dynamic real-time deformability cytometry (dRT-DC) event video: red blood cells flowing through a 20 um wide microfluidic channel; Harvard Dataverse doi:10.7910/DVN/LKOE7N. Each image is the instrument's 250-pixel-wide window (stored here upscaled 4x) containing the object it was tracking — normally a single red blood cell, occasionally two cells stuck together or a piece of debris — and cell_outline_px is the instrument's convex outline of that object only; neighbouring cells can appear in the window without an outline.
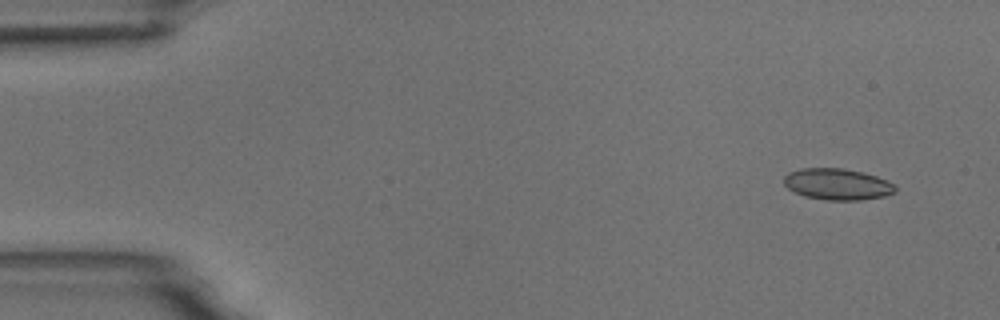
{"species": "common noctule bat (a hibernating species)", "species_latin": "Nyctalus noctula", "temperature_condition": "room temperature", "stored_images_in_passage": 4, "camera_frame_rate_fps": 3000, "um_per_image_px": 0.085, "animal": {"sex": "male", "body_mass_g": 18.8}, "frame": {"image": 1, "passage_image": 1, "time_ms": 0.0, "image_size_px": [1000, 320], "cell_outline_px": [[896, 192], [884, 196], [860, 200], [824, 200], [804, 196], [788, 188], [784, 184], [784, 176], [788, 172], [800, 168], [844, 168], [864, 172], [888, 180], [896, 188]], "centroid_in_image_um": [71.17, 15.65], "position_along_channel_um": 13.8, "area_um2": 20.46}}
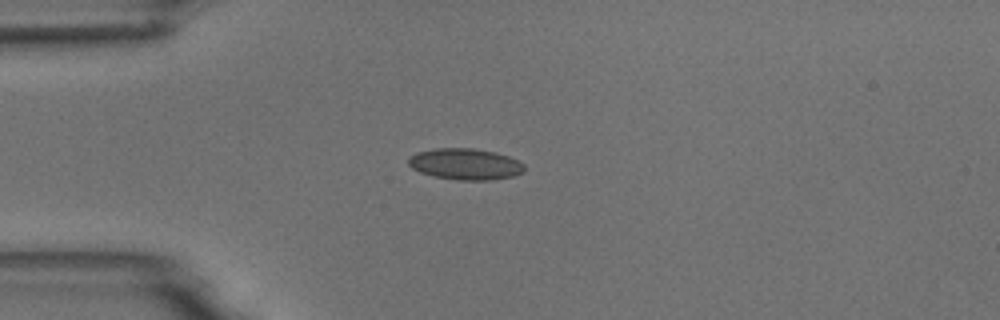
{"frame": {"image": 2, "passage_image": 4, "time_ms": 3.333, "image_size_px": [1000, 320], "cell_outline_px": [[524, 172], [512, 176], [492, 180], [456, 180], [432, 176], [420, 172], [412, 168], [408, 164], [408, 156], [416, 152], [432, 148], [472, 148], [496, 152], [508, 156], [524, 164]], "centroid_in_image_um": [39.51, 13.94], "position_along_channel_um": 45.5, "area_um2": 21.33}}